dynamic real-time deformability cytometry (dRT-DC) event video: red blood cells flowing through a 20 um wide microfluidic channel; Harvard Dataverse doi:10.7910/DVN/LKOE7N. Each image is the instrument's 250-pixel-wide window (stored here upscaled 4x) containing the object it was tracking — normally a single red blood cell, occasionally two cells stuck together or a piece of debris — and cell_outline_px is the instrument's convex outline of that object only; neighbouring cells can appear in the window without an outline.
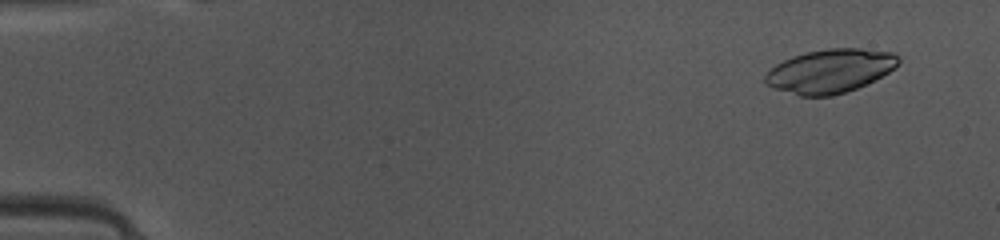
{"species": "common noctule bat (a hibernating species)", "species_latin": "Nyctalus noctula", "temperature_condition": "warm", "stored_images_in_passage": 49, "camera_frame_rate_fps": 3000, "um_per_image_px": 0.085, "animal": {"sex": "female", "body_mass_g": 10.0, "forearm_length_mm": 53.1}, "frame": {"image": 1, "passage_image": 4, "time_ms": 1.0, "image_size_px": [1000, 240], "cell_outline_px": [[900, 60], [888, 72], [856, 88], [832, 96], [800, 96], [776, 88], [768, 84], [764, 80], [764, 76], [776, 64], [792, 56], [804, 52], [828, 48], [860, 48], [892, 52], [900, 56]], "centroid_in_image_um": [70.54, 6.01], "position_along_channel_um": 14.5, "area_um2": 33.52}}